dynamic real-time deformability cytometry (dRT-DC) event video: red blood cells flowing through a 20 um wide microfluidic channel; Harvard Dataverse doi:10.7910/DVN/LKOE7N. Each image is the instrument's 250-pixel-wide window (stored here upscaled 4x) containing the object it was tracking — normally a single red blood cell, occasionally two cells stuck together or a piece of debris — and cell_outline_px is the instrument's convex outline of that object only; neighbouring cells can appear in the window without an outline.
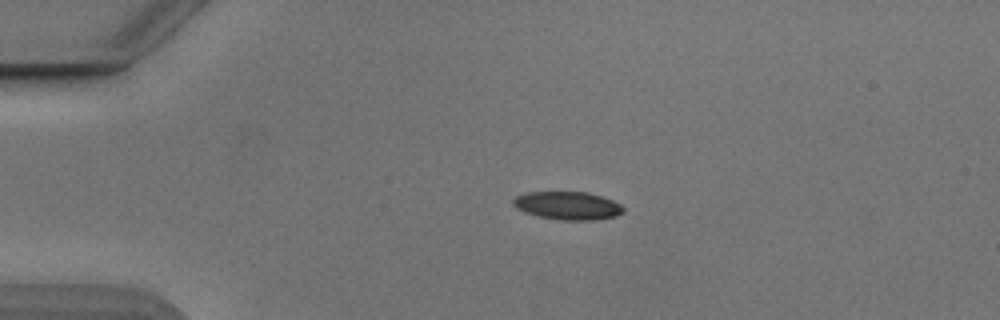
{"species": "Egyptian fruit bat (a non-hibernating species)", "species_latin": "Rousettus aegyptiacus", "temperature_condition": "cold", "stored_images_in_passage": 36, "camera_frame_rate_fps": 3000, "um_per_image_px": 0.085, "animal": {"sex": "male"}, "frame": {"image": 1, "passage_image": 1, "time_ms": 0.0, "image_size_px": [1000, 320], "cell_outline_px": [[624, 212], [616, 216], [596, 220], [560, 220], [536, 216], [524, 212], [516, 208], [512, 204], [512, 200], [516, 196], [524, 192], [588, 192], [612, 200], [620, 204], [624, 208]], "centroid_in_image_um": [48.23, 17.48], "position_along_channel_um": 36.8, "area_um2": 18.21}}
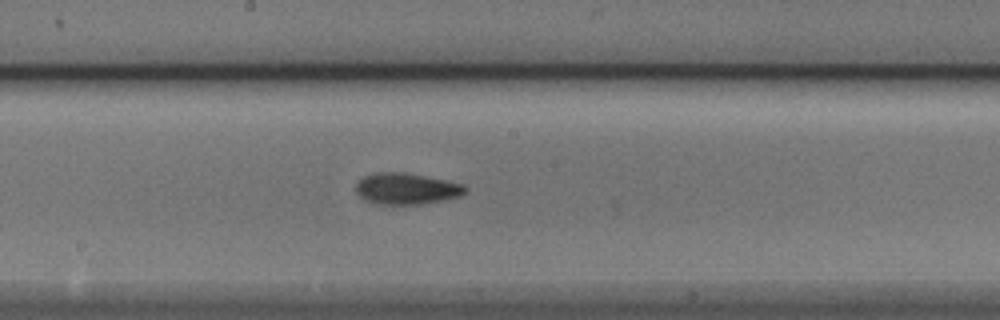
{"frame": {"image": 2, "passage_image": 18, "time_ms": 5.667, "image_size_px": [1000, 320], "cell_outline_px": [[468, 192], [460, 196], [444, 200], [420, 204], [372, 204], [364, 200], [356, 192], [356, 184], [364, 176], [380, 172], [400, 172], [424, 176], [464, 184], [468, 188]], "centroid_in_image_um": [34.56, 16.05], "position_along_channel_um": 213.6, "area_um2": 19.94}}
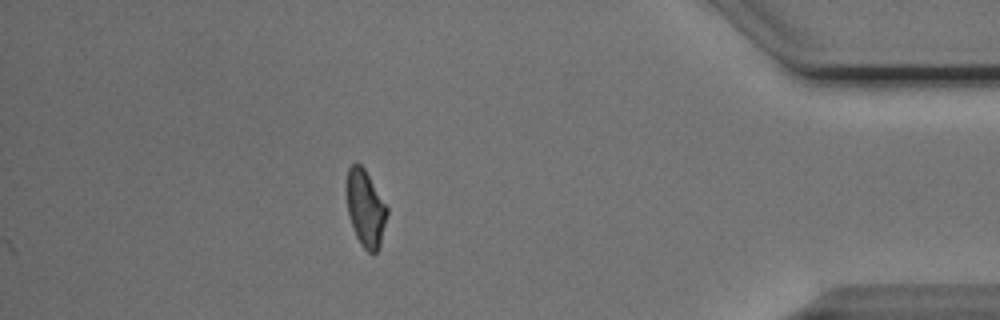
{"frame": {"image": 3, "passage_image": 36, "time_ms": 11.667, "image_size_px": [1000, 320], "cell_outline_px": [[388, 212], [380, 244], [376, 252], [368, 252], [360, 244], [352, 228], [348, 212], [348, 168], [356, 160], [364, 168], [388, 208]], "centroid_in_image_um": [31.08, 17.71], "position_along_channel_um": 404.1, "area_um2": 17.69}, "authors_computed_cell_mechanics": {"area_um2": 18.9873, "velocity_mm_per_s": 3.8771, "shape_relaxation_time_tau1_ms": 4.8144, "shape_relaxation_time_tau2_ms": 2.9242, "deformation_change_tau1": 0.143, "deformation_change_tau2": 0.099}}